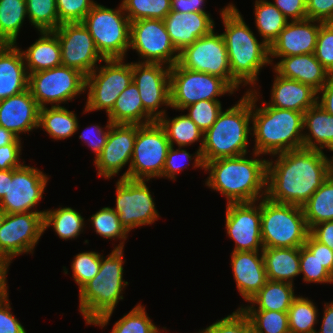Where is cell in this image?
Listing matches in <instances>:
<instances>
[{
	"label": "cell",
	"instance_id": "cell-45",
	"mask_svg": "<svg viewBox=\"0 0 333 333\" xmlns=\"http://www.w3.org/2000/svg\"><path fill=\"white\" fill-rule=\"evenodd\" d=\"M249 318L255 333H290L287 312L242 310Z\"/></svg>",
	"mask_w": 333,
	"mask_h": 333
},
{
	"label": "cell",
	"instance_id": "cell-37",
	"mask_svg": "<svg viewBox=\"0 0 333 333\" xmlns=\"http://www.w3.org/2000/svg\"><path fill=\"white\" fill-rule=\"evenodd\" d=\"M254 7L256 29L262 40L270 46L289 20L268 0H255Z\"/></svg>",
	"mask_w": 333,
	"mask_h": 333
},
{
	"label": "cell",
	"instance_id": "cell-5",
	"mask_svg": "<svg viewBox=\"0 0 333 333\" xmlns=\"http://www.w3.org/2000/svg\"><path fill=\"white\" fill-rule=\"evenodd\" d=\"M123 252L113 249L108 257L101 255L98 273L79 290V311L87 325L104 328L124 298L123 288L129 283L123 280Z\"/></svg>",
	"mask_w": 333,
	"mask_h": 333
},
{
	"label": "cell",
	"instance_id": "cell-54",
	"mask_svg": "<svg viewBox=\"0 0 333 333\" xmlns=\"http://www.w3.org/2000/svg\"><path fill=\"white\" fill-rule=\"evenodd\" d=\"M7 295L0 300V333H27L24 326L11 312V305Z\"/></svg>",
	"mask_w": 333,
	"mask_h": 333
},
{
	"label": "cell",
	"instance_id": "cell-49",
	"mask_svg": "<svg viewBox=\"0 0 333 333\" xmlns=\"http://www.w3.org/2000/svg\"><path fill=\"white\" fill-rule=\"evenodd\" d=\"M183 110H188V117L205 133L217 120L222 104L220 100H201Z\"/></svg>",
	"mask_w": 333,
	"mask_h": 333
},
{
	"label": "cell",
	"instance_id": "cell-32",
	"mask_svg": "<svg viewBox=\"0 0 333 333\" xmlns=\"http://www.w3.org/2000/svg\"><path fill=\"white\" fill-rule=\"evenodd\" d=\"M296 297L293 284L268 279L259 292L248 301L250 305L240 306V308L242 310L287 312Z\"/></svg>",
	"mask_w": 333,
	"mask_h": 333
},
{
	"label": "cell",
	"instance_id": "cell-23",
	"mask_svg": "<svg viewBox=\"0 0 333 333\" xmlns=\"http://www.w3.org/2000/svg\"><path fill=\"white\" fill-rule=\"evenodd\" d=\"M39 110L29 88L0 101V126L18 138L38 128Z\"/></svg>",
	"mask_w": 333,
	"mask_h": 333
},
{
	"label": "cell",
	"instance_id": "cell-38",
	"mask_svg": "<svg viewBox=\"0 0 333 333\" xmlns=\"http://www.w3.org/2000/svg\"><path fill=\"white\" fill-rule=\"evenodd\" d=\"M166 116L167 114L165 113L158 122L165 130L170 145L174 146L177 144L178 147L185 148L199 141L198 150L201 151L204 133L195 122L187 114L176 116L173 119H169Z\"/></svg>",
	"mask_w": 333,
	"mask_h": 333
},
{
	"label": "cell",
	"instance_id": "cell-14",
	"mask_svg": "<svg viewBox=\"0 0 333 333\" xmlns=\"http://www.w3.org/2000/svg\"><path fill=\"white\" fill-rule=\"evenodd\" d=\"M147 182L119 178L115 183L116 206L112 209L128 233L134 228L151 225L160 217Z\"/></svg>",
	"mask_w": 333,
	"mask_h": 333
},
{
	"label": "cell",
	"instance_id": "cell-31",
	"mask_svg": "<svg viewBox=\"0 0 333 333\" xmlns=\"http://www.w3.org/2000/svg\"><path fill=\"white\" fill-rule=\"evenodd\" d=\"M262 254L269 280L294 284L300 275V247L263 248Z\"/></svg>",
	"mask_w": 333,
	"mask_h": 333
},
{
	"label": "cell",
	"instance_id": "cell-9",
	"mask_svg": "<svg viewBox=\"0 0 333 333\" xmlns=\"http://www.w3.org/2000/svg\"><path fill=\"white\" fill-rule=\"evenodd\" d=\"M124 58L105 59L106 65H99L86 77L87 99L84 113L105 110L108 114L120 93L133 81L132 62Z\"/></svg>",
	"mask_w": 333,
	"mask_h": 333
},
{
	"label": "cell",
	"instance_id": "cell-51",
	"mask_svg": "<svg viewBox=\"0 0 333 333\" xmlns=\"http://www.w3.org/2000/svg\"><path fill=\"white\" fill-rule=\"evenodd\" d=\"M96 3L94 0H56L59 22H82Z\"/></svg>",
	"mask_w": 333,
	"mask_h": 333
},
{
	"label": "cell",
	"instance_id": "cell-24",
	"mask_svg": "<svg viewBox=\"0 0 333 333\" xmlns=\"http://www.w3.org/2000/svg\"><path fill=\"white\" fill-rule=\"evenodd\" d=\"M163 21L174 47L179 52L198 38L210 34L215 28L214 20L208 12L181 13L171 10Z\"/></svg>",
	"mask_w": 333,
	"mask_h": 333
},
{
	"label": "cell",
	"instance_id": "cell-39",
	"mask_svg": "<svg viewBox=\"0 0 333 333\" xmlns=\"http://www.w3.org/2000/svg\"><path fill=\"white\" fill-rule=\"evenodd\" d=\"M26 17V0H0V44H17Z\"/></svg>",
	"mask_w": 333,
	"mask_h": 333
},
{
	"label": "cell",
	"instance_id": "cell-29",
	"mask_svg": "<svg viewBox=\"0 0 333 333\" xmlns=\"http://www.w3.org/2000/svg\"><path fill=\"white\" fill-rule=\"evenodd\" d=\"M303 148L316 150H333V115L319 104L310 107L304 113Z\"/></svg>",
	"mask_w": 333,
	"mask_h": 333
},
{
	"label": "cell",
	"instance_id": "cell-21",
	"mask_svg": "<svg viewBox=\"0 0 333 333\" xmlns=\"http://www.w3.org/2000/svg\"><path fill=\"white\" fill-rule=\"evenodd\" d=\"M137 136V124H112L107 142L94 160L98 170L97 175L110 179L129 164L128 169L120 178L129 179V168L132 160L133 148Z\"/></svg>",
	"mask_w": 333,
	"mask_h": 333
},
{
	"label": "cell",
	"instance_id": "cell-7",
	"mask_svg": "<svg viewBox=\"0 0 333 333\" xmlns=\"http://www.w3.org/2000/svg\"><path fill=\"white\" fill-rule=\"evenodd\" d=\"M309 231L302 206L261 199L263 248L301 247Z\"/></svg>",
	"mask_w": 333,
	"mask_h": 333
},
{
	"label": "cell",
	"instance_id": "cell-2",
	"mask_svg": "<svg viewBox=\"0 0 333 333\" xmlns=\"http://www.w3.org/2000/svg\"><path fill=\"white\" fill-rule=\"evenodd\" d=\"M247 154L215 159L205 163L204 171L209 173L205 185L221 193L227 203L255 202L266 197L267 162L261 154ZM259 157V158H256Z\"/></svg>",
	"mask_w": 333,
	"mask_h": 333
},
{
	"label": "cell",
	"instance_id": "cell-16",
	"mask_svg": "<svg viewBox=\"0 0 333 333\" xmlns=\"http://www.w3.org/2000/svg\"><path fill=\"white\" fill-rule=\"evenodd\" d=\"M44 212L6 214L0 227V259L12 263L15 256L33 253L44 233Z\"/></svg>",
	"mask_w": 333,
	"mask_h": 333
},
{
	"label": "cell",
	"instance_id": "cell-44",
	"mask_svg": "<svg viewBox=\"0 0 333 333\" xmlns=\"http://www.w3.org/2000/svg\"><path fill=\"white\" fill-rule=\"evenodd\" d=\"M148 316L146 308L138 303L129 313L115 322L111 333H161Z\"/></svg>",
	"mask_w": 333,
	"mask_h": 333
},
{
	"label": "cell",
	"instance_id": "cell-36",
	"mask_svg": "<svg viewBox=\"0 0 333 333\" xmlns=\"http://www.w3.org/2000/svg\"><path fill=\"white\" fill-rule=\"evenodd\" d=\"M302 209L309 230L320 222L333 220V174L302 205Z\"/></svg>",
	"mask_w": 333,
	"mask_h": 333
},
{
	"label": "cell",
	"instance_id": "cell-15",
	"mask_svg": "<svg viewBox=\"0 0 333 333\" xmlns=\"http://www.w3.org/2000/svg\"><path fill=\"white\" fill-rule=\"evenodd\" d=\"M135 50L140 63H160L169 67L179 61V51L174 47L161 19H140L131 22L130 48Z\"/></svg>",
	"mask_w": 333,
	"mask_h": 333
},
{
	"label": "cell",
	"instance_id": "cell-22",
	"mask_svg": "<svg viewBox=\"0 0 333 333\" xmlns=\"http://www.w3.org/2000/svg\"><path fill=\"white\" fill-rule=\"evenodd\" d=\"M322 23L308 18L289 21L269 46V57H287L314 53Z\"/></svg>",
	"mask_w": 333,
	"mask_h": 333
},
{
	"label": "cell",
	"instance_id": "cell-20",
	"mask_svg": "<svg viewBox=\"0 0 333 333\" xmlns=\"http://www.w3.org/2000/svg\"><path fill=\"white\" fill-rule=\"evenodd\" d=\"M225 214L227 236L235 242L232 252L263 250L261 199L255 202L227 203Z\"/></svg>",
	"mask_w": 333,
	"mask_h": 333
},
{
	"label": "cell",
	"instance_id": "cell-13",
	"mask_svg": "<svg viewBox=\"0 0 333 333\" xmlns=\"http://www.w3.org/2000/svg\"><path fill=\"white\" fill-rule=\"evenodd\" d=\"M217 33L213 30L186 46L179 53L178 63L185 69L218 76L237 91L241 85L231 76L225 41Z\"/></svg>",
	"mask_w": 333,
	"mask_h": 333
},
{
	"label": "cell",
	"instance_id": "cell-66",
	"mask_svg": "<svg viewBox=\"0 0 333 333\" xmlns=\"http://www.w3.org/2000/svg\"><path fill=\"white\" fill-rule=\"evenodd\" d=\"M5 216H6V212L0 207V227L4 221Z\"/></svg>",
	"mask_w": 333,
	"mask_h": 333
},
{
	"label": "cell",
	"instance_id": "cell-43",
	"mask_svg": "<svg viewBox=\"0 0 333 333\" xmlns=\"http://www.w3.org/2000/svg\"><path fill=\"white\" fill-rule=\"evenodd\" d=\"M29 23L38 31H54L59 22L56 0H26Z\"/></svg>",
	"mask_w": 333,
	"mask_h": 333
},
{
	"label": "cell",
	"instance_id": "cell-11",
	"mask_svg": "<svg viewBox=\"0 0 333 333\" xmlns=\"http://www.w3.org/2000/svg\"><path fill=\"white\" fill-rule=\"evenodd\" d=\"M170 147L165 130L158 121L137 124L129 179L150 181L152 178H161Z\"/></svg>",
	"mask_w": 333,
	"mask_h": 333
},
{
	"label": "cell",
	"instance_id": "cell-48",
	"mask_svg": "<svg viewBox=\"0 0 333 333\" xmlns=\"http://www.w3.org/2000/svg\"><path fill=\"white\" fill-rule=\"evenodd\" d=\"M306 283H333V275L304 245L300 247V275Z\"/></svg>",
	"mask_w": 333,
	"mask_h": 333
},
{
	"label": "cell",
	"instance_id": "cell-61",
	"mask_svg": "<svg viewBox=\"0 0 333 333\" xmlns=\"http://www.w3.org/2000/svg\"><path fill=\"white\" fill-rule=\"evenodd\" d=\"M206 0H171V10L181 13L206 12L203 6Z\"/></svg>",
	"mask_w": 333,
	"mask_h": 333
},
{
	"label": "cell",
	"instance_id": "cell-4",
	"mask_svg": "<svg viewBox=\"0 0 333 333\" xmlns=\"http://www.w3.org/2000/svg\"><path fill=\"white\" fill-rule=\"evenodd\" d=\"M259 94V95H258ZM260 92L251 90V137L254 152L272 155L303 148L304 113L269 106L262 101L258 107Z\"/></svg>",
	"mask_w": 333,
	"mask_h": 333
},
{
	"label": "cell",
	"instance_id": "cell-55",
	"mask_svg": "<svg viewBox=\"0 0 333 333\" xmlns=\"http://www.w3.org/2000/svg\"><path fill=\"white\" fill-rule=\"evenodd\" d=\"M306 7L308 19L333 22V0H306Z\"/></svg>",
	"mask_w": 333,
	"mask_h": 333
},
{
	"label": "cell",
	"instance_id": "cell-3",
	"mask_svg": "<svg viewBox=\"0 0 333 333\" xmlns=\"http://www.w3.org/2000/svg\"><path fill=\"white\" fill-rule=\"evenodd\" d=\"M225 32L221 33L227 48L231 76L241 85L254 90L259 72L271 66L269 45L259 42L234 4L220 10ZM252 88V89H251Z\"/></svg>",
	"mask_w": 333,
	"mask_h": 333
},
{
	"label": "cell",
	"instance_id": "cell-10",
	"mask_svg": "<svg viewBox=\"0 0 333 333\" xmlns=\"http://www.w3.org/2000/svg\"><path fill=\"white\" fill-rule=\"evenodd\" d=\"M235 90L222 78L204 72L183 68L178 62L170 67L172 110H181L201 100H219L217 97L234 94Z\"/></svg>",
	"mask_w": 333,
	"mask_h": 333
},
{
	"label": "cell",
	"instance_id": "cell-42",
	"mask_svg": "<svg viewBox=\"0 0 333 333\" xmlns=\"http://www.w3.org/2000/svg\"><path fill=\"white\" fill-rule=\"evenodd\" d=\"M121 5L130 22L140 19L163 20L171 11V0H122Z\"/></svg>",
	"mask_w": 333,
	"mask_h": 333
},
{
	"label": "cell",
	"instance_id": "cell-35",
	"mask_svg": "<svg viewBox=\"0 0 333 333\" xmlns=\"http://www.w3.org/2000/svg\"><path fill=\"white\" fill-rule=\"evenodd\" d=\"M84 217L71 207L47 209L43 215L44 233L47 228L53 227L59 238L63 240L75 239L84 231Z\"/></svg>",
	"mask_w": 333,
	"mask_h": 333
},
{
	"label": "cell",
	"instance_id": "cell-17",
	"mask_svg": "<svg viewBox=\"0 0 333 333\" xmlns=\"http://www.w3.org/2000/svg\"><path fill=\"white\" fill-rule=\"evenodd\" d=\"M48 180L49 177L41 170L25 163L19 168L9 169L8 190L0 201V207L6 214L45 212L34 211V207L43 198Z\"/></svg>",
	"mask_w": 333,
	"mask_h": 333
},
{
	"label": "cell",
	"instance_id": "cell-19",
	"mask_svg": "<svg viewBox=\"0 0 333 333\" xmlns=\"http://www.w3.org/2000/svg\"><path fill=\"white\" fill-rule=\"evenodd\" d=\"M132 74L144 110L158 121L167 111L159 108L165 105V108H171L170 67L160 63L132 62Z\"/></svg>",
	"mask_w": 333,
	"mask_h": 333
},
{
	"label": "cell",
	"instance_id": "cell-52",
	"mask_svg": "<svg viewBox=\"0 0 333 333\" xmlns=\"http://www.w3.org/2000/svg\"><path fill=\"white\" fill-rule=\"evenodd\" d=\"M314 55L330 75H333V22L321 24Z\"/></svg>",
	"mask_w": 333,
	"mask_h": 333
},
{
	"label": "cell",
	"instance_id": "cell-41",
	"mask_svg": "<svg viewBox=\"0 0 333 333\" xmlns=\"http://www.w3.org/2000/svg\"><path fill=\"white\" fill-rule=\"evenodd\" d=\"M93 228L97 235L103 237V239L120 240V244L114 247V249H124L125 240L128 237V232L121 225L118 218V214L112 209V207H103L90 217Z\"/></svg>",
	"mask_w": 333,
	"mask_h": 333
},
{
	"label": "cell",
	"instance_id": "cell-62",
	"mask_svg": "<svg viewBox=\"0 0 333 333\" xmlns=\"http://www.w3.org/2000/svg\"><path fill=\"white\" fill-rule=\"evenodd\" d=\"M321 328L316 333H333V301L324 303Z\"/></svg>",
	"mask_w": 333,
	"mask_h": 333
},
{
	"label": "cell",
	"instance_id": "cell-33",
	"mask_svg": "<svg viewBox=\"0 0 333 333\" xmlns=\"http://www.w3.org/2000/svg\"><path fill=\"white\" fill-rule=\"evenodd\" d=\"M113 124L145 125L155 120L144 110L134 81L120 93L112 110L106 115Z\"/></svg>",
	"mask_w": 333,
	"mask_h": 333
},
{
	"label": "cell",
	"instance_id": "cell-27",
	"mask_svg": "<svg viewBox=\"0 0 333 333\" xmlns=\"http://www.w3.org/2000/svg\"><path fill=\"white\" fill-rule=\"evenodd\" d=\"M29 74L21 48L0 44V101L28 89Z\"/></svg>",
	"mask_w": 333,
	"mask_h": 333
},
{
	"label": "cell",
	"instance_id": "cell-25",
	"mask_svg": "<svg viewBox=\"0 0 333 333\" xmlns=\"http://www.w3.org/2000/svg\"><path fill=\"white\" fill-rule=\"evenodd\" d=\"M230 262L238 292L248 302L268 281L262 251L232 252Z\"/></svg>",
	"mask_w": 333,
	"mask_h": 333
},
{
	"label": "cell",
	"instance_id": "cell-47",
	"mask_svg": "<svg viewBox=\"0 0 333 333\" xmlns=\"http://www.w3.org/2000/svg\"><path fill=\"white\" fill-rule=\"evenodd\" d=\"M101 254L95 251H86L74 256L71 263L73 278L79 290L88 283L99 271Z\"/></svg>",
	"mask_w": 333,
	"mask_h": 333
},
{
	"label": "cell",
	"instance_id": "cell-53",
	"mask_svg": "<svg viewBox=\"0 0 333 333\" xmlns=\"http://www.w3.org/2000/svg\"><path fill=\"white\" fill-rule=\"evenodd\" d=\"M107 120H108L107 124L104 127L106 130L103 129V127H101L100 125L95 124L86 127V130H83L81 135H79V139H81V141H84V143H86L85 145H88L91 148V150L95 153L94 160L102 152L107 142L110 128L113 124L109 119Z\"/></svg>",
	"mask_w": 333,
	"mask_h": 333
},
{
	"label": "cell",
	"instance_id": "cell-50",
	"mask_svg": "<svg viewBox=\"0 0 333 333\" xmlns=\"http://www.w3.org/2000/svg\"><path fill=\"white\" fill-rule=\"evenodd\" d=\"M199 333H255L247 315L238 307L230 315L216 320Z\"/></svg>",
	"mask_w": 333,
	"mask_h": 333
},
{
	"label": "cell",
	"instance_id": "cell-6",
	"mask_svg": "<svg viewBox=\"0 0 333 333\" xmlns=\"http://www.w3.org/2000/svg\"><path fill=\"white\" fill-rule=\"evenodd\" d=\"M251 90L233 105L221 111L203 135L201 155L206 162L248 154L251 132ZM250 134V135H249Z\"/></svg>",
	"mask_w": 333,
	"mask_h": 333
},
{
	"label": "cell",
	"instance_id": "cell-8",
	"mask_svg": "<svg viewBox=\"0 0 333 333\" xmlns=\"http://www.w3.org/2000/svg\"><path fill=\"white\" fill-rule=\"evenodd\" d=\"M82 23L105 59H125L130 48L131 22L121 4L112 9L96 3Z\"/></svg>",
	"mask_w": 333,
	"mask_h": 333
},
{
	"label": "cell",
	"instance_id": "cell-60",
	"mask_svg": "<svg viewBox=\"0 0 333 333\" xmlns=\"http://www.w3.org/2000/svg\"><path fill=\"white\" fill-rule=\"evenodd\" d=\"M321 94V96H319ZM317 104H319L330 115H333V75L327 83L317 92Z\"/></svg>",
	"mask_w": 333,
	"mask_h": 333
},
{
	"label": "cell",
	"instance_id": "cell-56",
	"mask_svg": "<svg viewBox=\"0 0 333 333\" xmlns=\"http://www.w3.org/2000/svg\"><path fill=\"white\" fill-rule=\"evenodd\" d=\"M272 2L289 21L307 18L306 0H273Z\"/></svg>",
	"mask_w": 333,
	"mask_h": 333
},
{
	"label": "cell",
	"instance_id": "cell-46",
	"mask_svg": "<svg viewBox=\"0 0 333 333\" xmlns=\"http://www.w3.org/2000/svg\"><path fill=\"white\" fill-rule=\"evenodd\" d=\"M175 146H171L168 150L167 157L165 160V164L163 167V174L161 177H165L171 180H176L177 174L180 171H183L184 168H187L190 165V161L194 159L193 167L194 169L200 168L204 169L205 164L202 159L201 151L197 150L193 155L187 152V150L182 149L183 147H178L175 149ZM193 157V158H192ZM180 159V160H179ZM181 160L183 162H181ZM184 160L188 162L184 164Z\"/></svg>",
	"mask_w": 333,
	"mask_h": 333
},
{
	"label": "cell",
	"instance_id": "cell-1",
	"mask_svg": "<svg viewBox=\"0 0 333 333\" xmlns=\"http://www.w3.org/2000/svg\"><path fill=\"white\" fill-rule=\"evenodd\" d=\"M267 162L266 197L302 206L331 174L330 158L322 150L299 148L272 155Z\"/></svg>",
	"mask_w": 333,
	"mask_h": 333
},
{
	"label": "cell",
	"instance_id": "cell-26",
	"mask_svg": "<svg viewBox=\"0 0 333 333\" xmlns=\"http://www.w3.org/2000/svg\"><path fill=\"white\" fill-rule=\"evenodd\" d=\"M274 73L310 85L317 92L327 83L330 73L316 59L314 53L287 57H269ZM274 58H281L273 64Z\"/></svg>",
	"mask_w": 333,
	"mask_h": 333
},
{
	"label": "cell",
	"instance_id": "cell-34",
	"mask_svg": "<svg viewBox=\"0 0 333 333\" xmlns=\"http://www.w3.org/2000/svg\"><path fill=\"white\" fill-rule=\"evenodd\" d=\"M79 126L76 113L65 106L44 107L39 110L38 128H42L54 140L73 136Z\"/></svg>",
	"mask_w": 333,
	"mask_h": 333
},
{
	"label": "cell",
	"instance_id": "cell-63",
	"mask_svg": "<svg viewBox=\"0 0 333 333\" xmlns=\"http://www.w3.org/2000/svg\"><path fill=\"white\" fill-rule=\"evenodd\" d=\"M10 263L0 259V300L8 295L7 273Z\"/></svg>",
	"mask_w": 333,
	"mask_h": 333
},
{
	"label": "cell",
	"instance_id": "cell-57",
	"mask_svg": "<svg viewBox=\"0 0 333 333\" xmlns=\"http://www.w3.org/2000/svg\"><path fill=\"white\" fill-rule=\"evenodd\" d=\"M304 246L316 257L321 264L333 275V250L317 241L310 233Z\"/></svg>",
	"mask_w": 333,
	"mask_h": 333
},
{
	"label": "cell",
	"instance_id": "cell-67",
	"mask_svg": "<svg viewBox=\"0 0 333 333\" xmlns=\"http://www.w3.org/2000/svg\"><path fill=\"white\" fill-rule=\"evenodd\" d=\"M333 152V150H332ZM330 165H331V174H333V155L330 157Z\"/></svg>",
	"mask_w": 333,
	"mask_h": 333
},
{
	"label": "cell",
	"instance_id": "cell-18",
	"mask_svg": "<svg viewBox=\"0 0 333 333\" xmlns=\"http://www.w3.org/2000/svg\"><path fill=\"white\" fill-rule=\"evenodd\" d=\"M53 32L59 39L63 66L76 69L87 77L98 67L97 62L105 60L82 22L62 23Z\"/></svg>",
	"mask_w": 333,
	"mask_h": 333
},
{
	"label": "cell",
	"instance_id": "cell-40",
	"mask_svg": "<svg viewBox=\"0 0 333 333\" xmlns=\"http://www.w3.org/2000/svg\"><path fill=\"white\" fill-rule=\"evenodd\" d=\"M318 311L308 297L297 296L287 311L290 333H316Z\"/></svg>",
	"mask_w": 333,
	"mask_h": 333
},
{
	"label": "cell",
	"instance_id": "cell-59",
	"mask_svg": "<svg viewBox=\"0 0 333 333\" xmlns=\"http://www.w3.org/2000/svg\"><path fill=\"white\" fill-rule=\"evenodd\" d=\"M309 233L320 243L333 250V220L314 225Z\"/></svg>",
	"mask_w": 333,
	"mask_h": 333
},
{
	"label": "cell",
	"instance_id": "cell-12",
	"mask_svg": "<svg viewBox=\"0 0 333 333\" xmlns=\"http://www.w3.org/2000/svg\"><path fill=\"white\" fill-rule=\"evenodd\" d=\"M28 88L40 108L72 101L85 93L86 76L63 65L29 74ZM55 104V105H54Z\"/></svg>",
	"mask_w": 333,
	"mask_h": 333
},
{
	"label": "cell",
	"instance_id": "cell-58",
	"mask_svg": "<svg viewBox=\"0 0 333 333\" xmlns=\"http://www.w3.org/2000/svg\"><path fill=\"white\" fill-rule=\"evenodd\" d=\"M21 144H7L0 147V170L16 169L21 167Z\"/></svg>",
	"mask_w": 333,
	"mask_h": 333
},
{
	"label": "cell",
	"instance_id": "cell-30",
	"mask_svg": "<svg viewBox=\"0 0 333 333\" xmlns=\"http://www.w3.org/2000/svg\"><path fill=\"white\" fill-rule=\"evenodd\" d=\"M38 40L21 52L28 74L62 65L59 39L53 31H39Z\"/></svg>",
	"mask_w": 333,
	"mask_h": 333
},
{
	"label": "cell",
	"instance_id": "cell-65",
	"mask_svg": "<svg viewBox=\"0 0 333 333\" xmlns=\"http://www.w3.org/2000/svg\"><path fill=\"white\" fill-rule=\"evenodd\" d=\"M8 190V170H0V201Z\"/></svg>",
	"mask_w": 333,
	"mask_h": 333
},
{
	"label": "cell",
	"instance_id": "cell-64",
	"mask_svg": "<svg viewBox=\"0 0 333 333\" xmlns=\"http://www.w3.org/2000/svg\"><path fill=\"white\" fill-rule=\"evenodd\" d=\"M21 138H18L11 131L0 126V147L7 144H22Z\"/></svg>",
	"mask_w": 333,
	"mask_h": 333
},
{
	"label": "cell",
	"instance_id": "cell-28",
	"mask_svg": "<svg viewBox=\"0 0 333 333\" xmlns=\"http://www.w3.org/2000/svg\"><path fill=\"white\" fill-rule=\"evenodd\" d=\"M270 93V102L267 104L274 108L305 113L317 103V91L310 85L284 78L277 73Z\"/></svg>",
	"mask_w": 333,
	"mask_h": 333
}]
</instances>
